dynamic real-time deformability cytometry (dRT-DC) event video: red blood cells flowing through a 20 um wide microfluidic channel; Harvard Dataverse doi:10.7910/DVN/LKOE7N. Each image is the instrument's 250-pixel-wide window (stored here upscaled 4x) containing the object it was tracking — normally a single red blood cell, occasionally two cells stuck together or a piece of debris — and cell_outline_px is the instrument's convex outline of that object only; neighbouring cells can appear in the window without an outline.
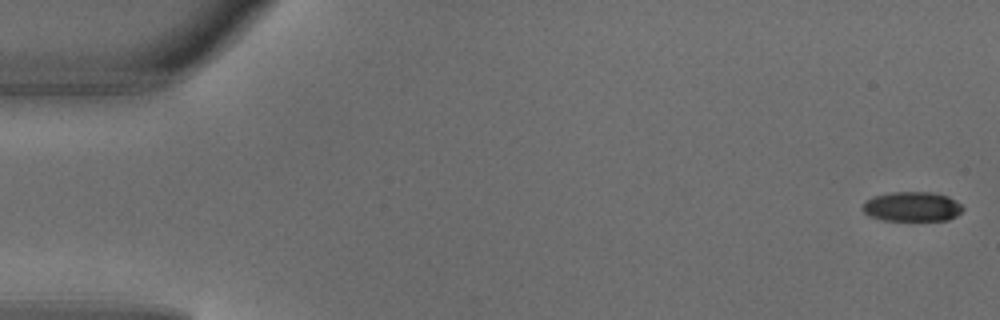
{"species": "common noctule bat (a hibernating species)", "species_latin": "Nyctalus noctula", "temperature_condition": "warm", "stored_images_in_passage": 4, "camera_frame_rate_fps": 3000, "um_per_image_px": 0.085, "animal": {"sex": "male", "body_mass_g": 18.8}, "frame": {"image": 1, "passage_image": 1, "time_ms": 0.0, "image_size_px": [1000, 320], "cell_outline_px": [[964, 208], [956, 216], [948, 220], [884, 220], [872, 216], [864, 212], [860, 208], [864, 200], [872, 196], [892, 192], [932, 192], [948, 196], [956, 200]], "centroid_in_image_um": [77.5, 17.55], "position_along_channel_um": 7.5, "area_um2": 17.4}}
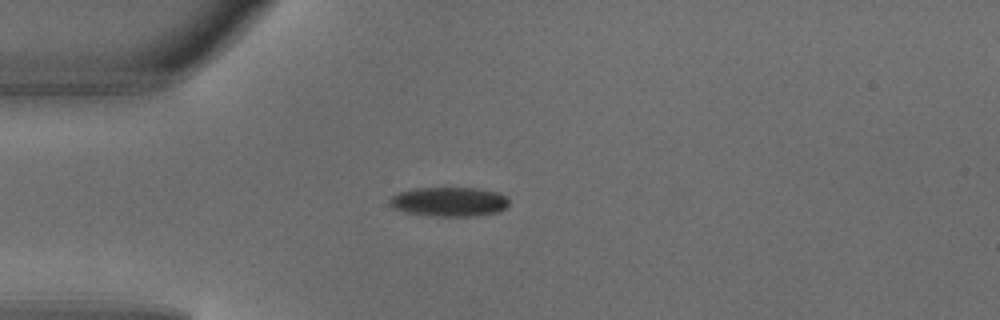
{"frame": {"image": 2, "passage_image": 4, "time_ms": 1.0, "image_size_px": [1000, 320], "cell_outline_px": [[508, 208], [500, 212], [472, 216], [436, 216], [404, 212], [392, 208], [388, 204], [388, 200], [392, 196], [400, 192], [412, 188], [480, 188], [500, 192], [508, 196]], "centroid_in_image_um": [38.21, 17.14], "position_along_channel_um": 46.8, "area_um2": 20.81}}